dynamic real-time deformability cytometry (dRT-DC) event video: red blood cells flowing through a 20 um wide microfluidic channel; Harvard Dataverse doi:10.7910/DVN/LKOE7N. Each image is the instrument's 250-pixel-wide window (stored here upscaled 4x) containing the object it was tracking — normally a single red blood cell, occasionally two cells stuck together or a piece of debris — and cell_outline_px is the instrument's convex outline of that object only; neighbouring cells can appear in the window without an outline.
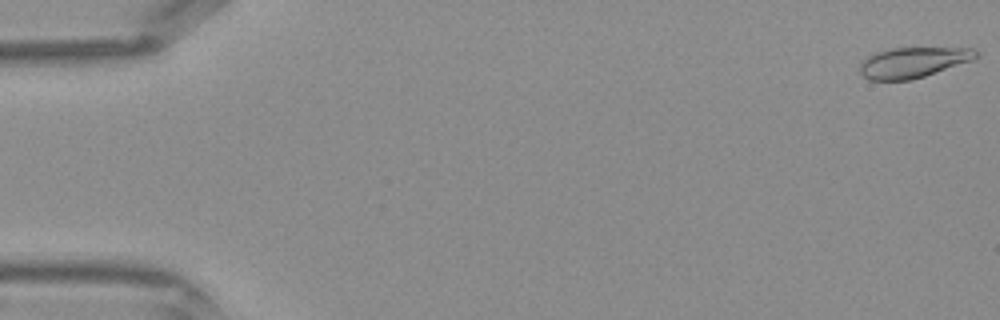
{"species": "Egyptian fruit bat (a non-hibernating species)", "species_latin": "Rousettus aegyptiacus", "temperature_condition": "warm", "stored_images_in_passage": 43, "camera_frame_rate_fps": 3000, "um_per_image_px": 0.085, "frame": {"image": 1, "passage_image": 1, "time_ms": 0.0, "image_size_px": [1000, 320], "cell_outline_px": [[980, 52], [972, 60], [912, 80], [868, 80], [860, 72], [860, 60], [876, 52], [892, 48], [972, 48]], "centroid_in_image_um": [77.57, 5.3], "position_along_channel_um": 7.4, "area_um2": 20.52}}
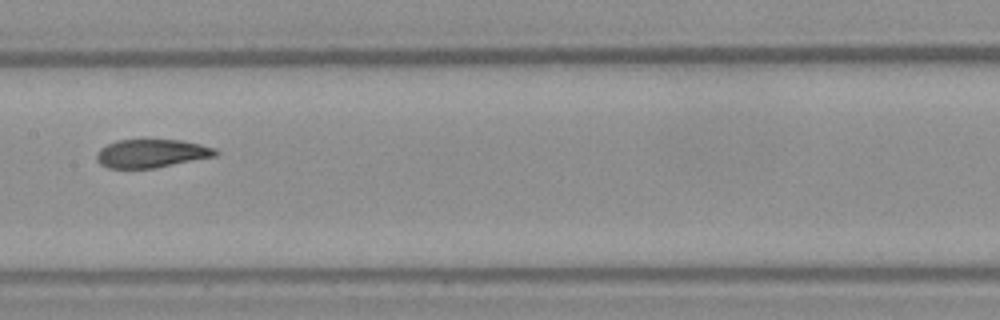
{"frame": {"image": 2, "passage_image": 22, "time_ms": 7.0, "image_size_px": [1000, 320], "cell_outline_px": [[220, 152], [216, 156], [156, 168], [108, 168], [100, 164], [96, 160], [96, 152], [100, 148], [116, 140], [180, 140], [200, 144], [216, 148]], "centroid_in_image_um": [12.88, 13.04], "position_along_channel_um": 194.5, "area_um2": 19.77}}
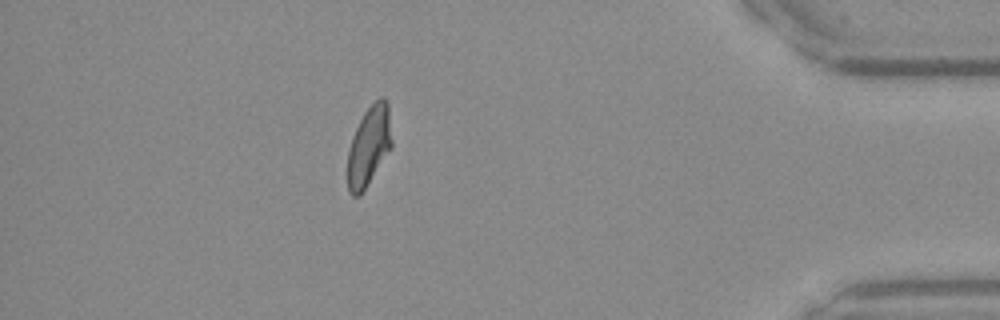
{"frame": {"image": 3, "passage_image": 38, "time_ms": 12.333, "image_size_px": [1000, 320], "cell_outline_px": [[392, 148], [360, 196], [352, 196], [348, 192], [348, 152], [352, 136], [364, 112], [380, 96], [384, 96], [388, 104], [392, 140]], "centroid_in_image_um": [31.37, 12.42], "position_along_channel_um": 403.8, "area_um2": 20.58}}